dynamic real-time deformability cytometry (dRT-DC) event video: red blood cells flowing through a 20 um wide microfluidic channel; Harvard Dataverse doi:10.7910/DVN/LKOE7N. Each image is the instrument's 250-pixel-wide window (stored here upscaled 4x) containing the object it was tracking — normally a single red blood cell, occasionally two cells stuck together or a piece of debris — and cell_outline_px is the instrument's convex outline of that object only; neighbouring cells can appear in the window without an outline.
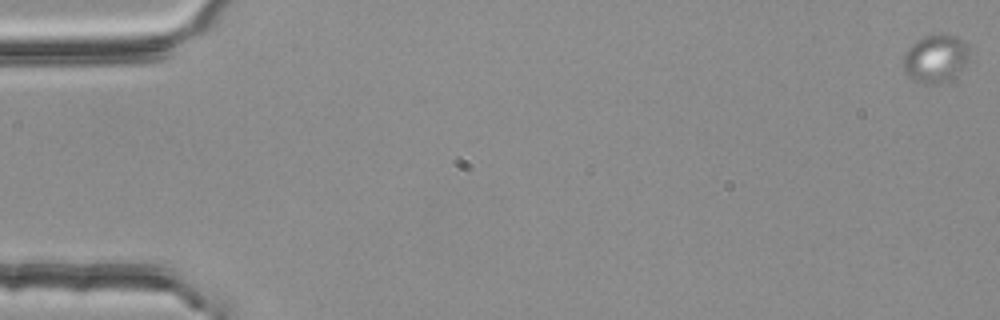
{"species": "common noctule bat (a hibernating species)", "species_latin": "Nyctalus noctula", "temperature_condition": "room temperature", "stored_images_in_passage": 4, "camera_frame_rate_fps": 3000, "um_per_image_px": 0.085, "animal": {"sex": "female", "body_mass_g": 25.1}, "frame": {"image": 1, "passage_image": 1, "time_ms": 0.0, "image_size_px": [1000, 320], "cell_outline_px": [[968, 60], [956, 76], [940, 84], [924, 84], [912, 80], [904, 72], [904, 56], [908, 48], [916, 40], [924, 36], [940, 32], [956, 36], [964, 40], [968, 44]], "centroid_in_image_um": [79.53, 4.96], "position_along_channel_um": 5.5, "area_um2": 18.84}}
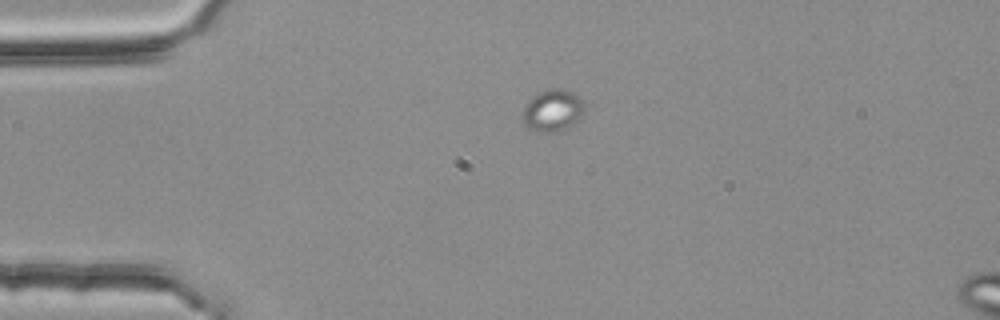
{"frame": {"image": 2, "passage_image": 4, "time_ms": 1.0, "image_size_px": [1000, 320], "cell_outline_px": [[584, 112], [568, 128], [556, 132], [536, 132], [528, 128], [524, 124], [524, 108], [540, 92], [552, 88], [564, 88], [572, 92], [584, 104]], "centroid_in_image_um": [47.0, 9.41], "position_along_channel_um": 38.0, "area_um2": 14.68}}